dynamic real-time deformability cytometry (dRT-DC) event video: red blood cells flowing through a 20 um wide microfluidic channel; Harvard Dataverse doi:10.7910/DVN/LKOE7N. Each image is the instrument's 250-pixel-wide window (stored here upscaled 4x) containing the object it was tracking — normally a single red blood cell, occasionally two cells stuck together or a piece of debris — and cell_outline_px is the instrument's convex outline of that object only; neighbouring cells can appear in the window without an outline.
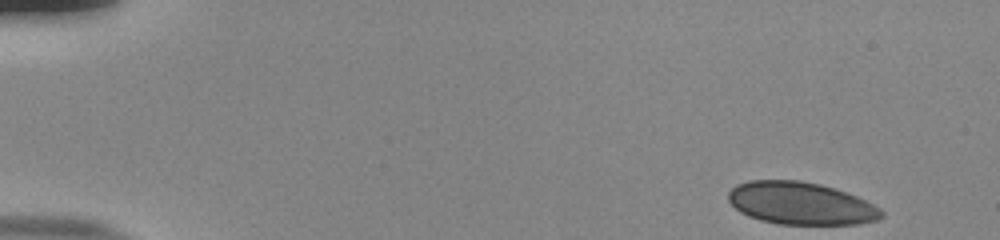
{"species": "human", "species_latin": "Homo sapiens", "temperature_condition": "room temperature", "stored_images_in_passage": 50, "camera_frame_rate_fps": 3000, "um_per_image_px": 0.085, "donor": {"sex": "male"}, "frame": {"image": 1, "passage_image": 1, "time_ms": 0.0, "image_size_px": [1000, 240], "cell_outline_px": [[884, 216], [876, 220], [860, 224], [776, 224], [760, 220], [748, 216], [740, 212], [728, 200], [728, 192], [736, 184], [748, 180], [796, 180], [820, 184], [856, 196], [880, 208]], "centroid_in_image_um": [68.03, 17.29], "position_along_channel_um": 17.0, "area_um2": 37.8}}
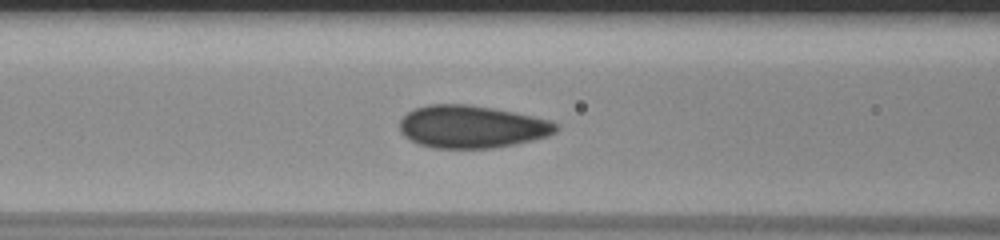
{"frame": {"image": 2, "passage_image": 20, "time_ms": 6.333, "image_size_px": [1000, 240], "cell_outline_px": [[560, 128], [556, 132], [548, 136], [532, 140], [492, 148], [432, 148], [420, 144], [404, 136], [400, 132], [400, 120], [408, 112], [416, 108], [428, 104], [464, 104], [492, 108], [532, 116], [548, 120], [560, 124]], "centroid_in_image_um": [40.1, 10.77], "position_along_channel_um": 126.5, "area_um2": 38.61}}
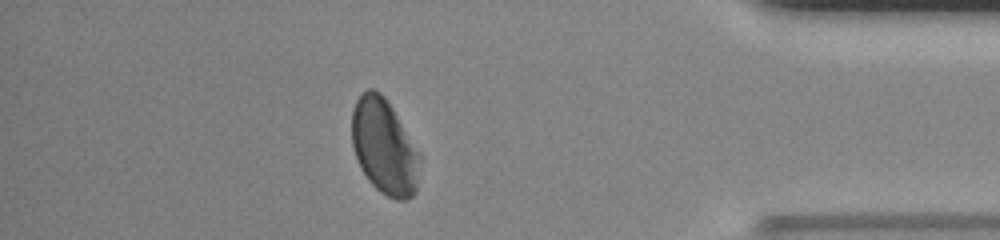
{"frame": {"image": 3, "passage_image": 44, "time_ms": 14.333, "image_size_px": [1000, 240], "cell_outline_px": [[420, 156], [416, 192], [412, 196], [404, 200], [396, 200], [380, 192], [368, 180], [360, 168], [352, 144], [352, 108], [356, 100], [368, 88], [372, 88], [380, 92], [384, 96], [392, 108], [420, 152]], "centroid_in_image_um": [32.66, 12.48], "position_along_channel_um": 402.5, "area_um2": 37.69}, "authors_computed_cell_mechanics": {"area_um2": 38.0324, "velocity_mm_per_s": 3.8334, "shape_relaxation_time_tau1_ms": 4.8835, "shape_relaxation_time_tau2_ms": null, "deformation_change_tau1": 0.1212, "deformation_change_tau2": null}}